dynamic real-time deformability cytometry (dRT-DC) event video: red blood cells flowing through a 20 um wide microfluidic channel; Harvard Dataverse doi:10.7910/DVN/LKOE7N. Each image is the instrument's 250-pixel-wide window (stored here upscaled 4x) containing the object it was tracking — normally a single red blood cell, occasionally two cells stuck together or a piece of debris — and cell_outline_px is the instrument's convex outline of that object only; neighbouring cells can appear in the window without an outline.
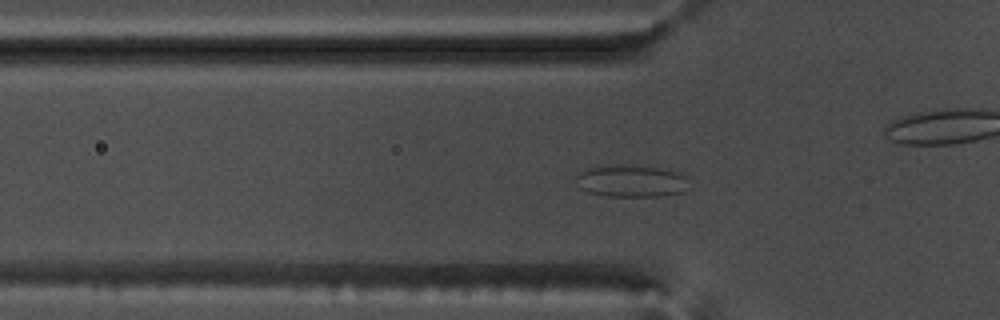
{"species": "common noctule bat (a hibernating species)", "species_latin": "Nyctalus noctula", "temperature_condition": "warm", "stored_images_in_passage": 54, "camera_frame_rate_fps": 3000, "um_per_image_px": 0.085, "animal": {"sex": "male", "body_mass_g": 17.5, "forearm_length_mm": 52.3}, "frame": {"image": 1, "passage_image": 16, "time_ms": 5.0, "image_size_px": [1000, 320], "cell_outline_px": [[684, 192], [664, 196], [608, 196], [588, 192], [580, 188], [576, 184], [576, 176], [580, 172], [596, 164], [632, 164], [668, 168], [684, 176]], "centroid_in_image_um": [53.57, 15.35], "position_along_channel_um": 72.2, "area_um2": 21.56}}
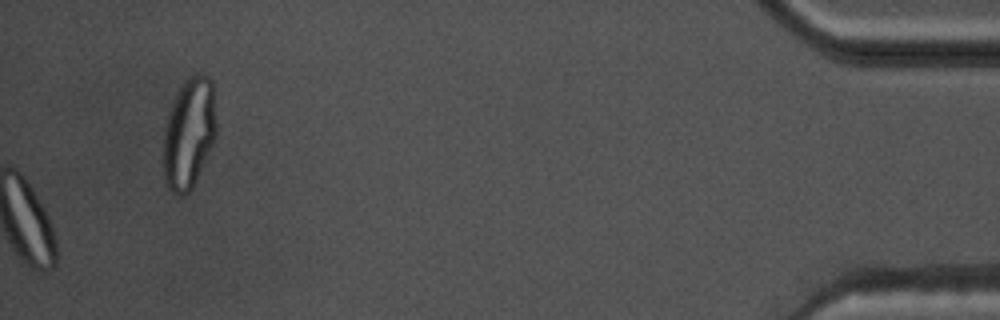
{"frame": {"image": 2, "passage_image": 54, "time_ms": 17.667, "image_size_px": [1000, 320], "cell_outline_px": [[216, 136], [196, 180], [192, 188], [188, 192], [180, 196], [172, 192], [168, 188], [164, 180], [164, 128], [168, 112], [176, 92], [196, 72], [208, 76], [212, 80], [216, 120]], "centroid_in_image_um": [16.06, 11.32], "position_along_channel_um": 419.1, "area_um2": 34.1}}